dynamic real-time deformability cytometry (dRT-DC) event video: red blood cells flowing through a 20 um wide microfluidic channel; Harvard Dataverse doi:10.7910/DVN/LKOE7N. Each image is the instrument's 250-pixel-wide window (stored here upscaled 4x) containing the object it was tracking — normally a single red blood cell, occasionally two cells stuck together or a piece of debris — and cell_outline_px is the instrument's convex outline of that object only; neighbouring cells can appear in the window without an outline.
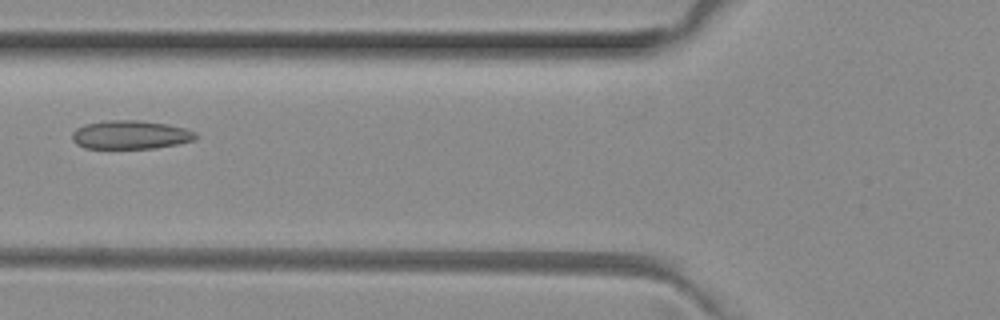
{"species": "common noctule bat (a hibernating species)", "species_latin": "Nyctalus noctula", "temperature_condition": "room temperature", "stored_images_in_passage": 6, "camera_frame_rate_fps": 3000, "um_per_image_px": 0.085, "animal": {"sex": "female", "body_mass_g": 29.2, "forearm_length_mm": 56.3}, "frame": {"image": 1, "passage_image": 5, "time_ms": 1.333, "image_size_px": [1000, 320], "cell_outline_px": [[196, 136], [192, 140], [176, 144], [156, 148], [84, 148], [76, 144], [72, 140], [72, 132], [76, 128], [84, 124], [104, 120], [140, 120], [168, 124], [184, 128], [196, 132]], "centroid_in_image_um": [11.04, 11.44], "position_along_channel_um": 114.8, "area_um2": 20.63}}
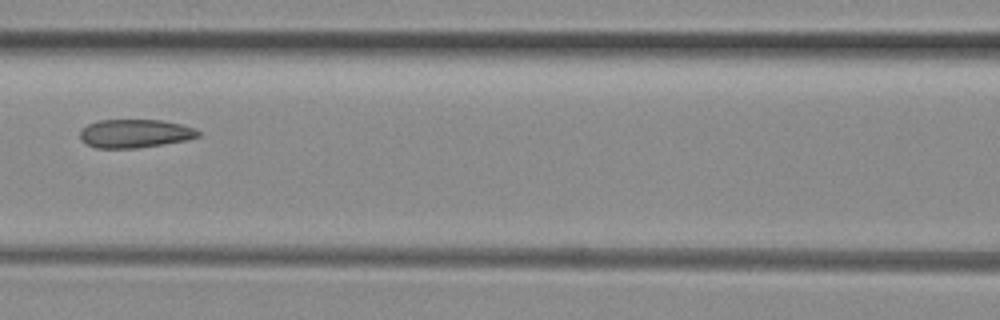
{"frame": {"image": 2, "passage_image": 6, "time_ms": 1.667, "image_size_px": [1000, 320], "cell_outline_px": [[200, 136], [188, 140], [136, 148], [96, 148], [84, 144], [80, 140], [80, 132], [88, 124], [100, 120], [160, 120], [180, 124], [196, 128], [200, 132]], "centroid_in_image_um": [11.47, 11.35], "position_along_channel_um": 155.1, "area_um2": 19.65}}